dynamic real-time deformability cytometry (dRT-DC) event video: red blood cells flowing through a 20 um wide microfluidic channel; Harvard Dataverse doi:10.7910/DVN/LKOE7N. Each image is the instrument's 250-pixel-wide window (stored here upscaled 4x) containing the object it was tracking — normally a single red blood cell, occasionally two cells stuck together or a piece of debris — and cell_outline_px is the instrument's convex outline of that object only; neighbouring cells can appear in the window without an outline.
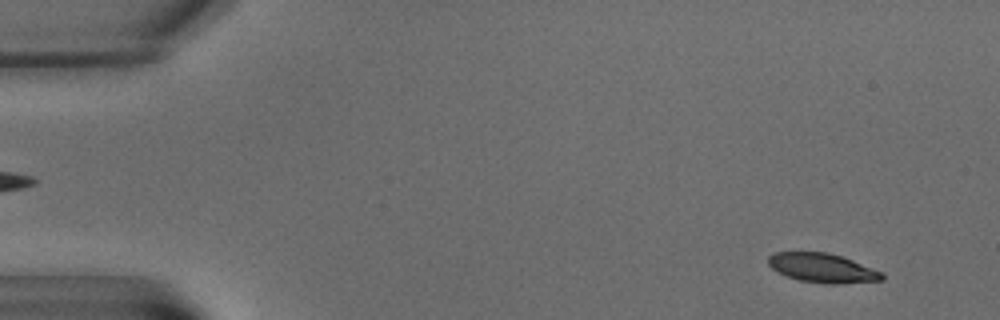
{"species": "common noctule bat (a hibernating species)", "species_latin": "Nyctalus noctula", "temperature_condition": "warm", "stored_images_in_passage": 7, "camera_frame_rate_fps": 3000, "um_per_image_px": 0.085, "animal": {"sex": "male", "body_mass_g": 15.6}, "frame": {"image": 1, "passage_image": 1, "time_ms": 0.0, "image_size_px": [1000, 320], "cell_outline_px": [[884, 280], [836, 284], [824, 284], [800, 280], [776, 272], [768, 264], [768, 256], [776, 252], [828, 252], [852, 260], [884, 272]], "centroid_in_image_um": [69.92, 22.78], "position_along_channel_um": 15.1, "area_um2": 19.42}}
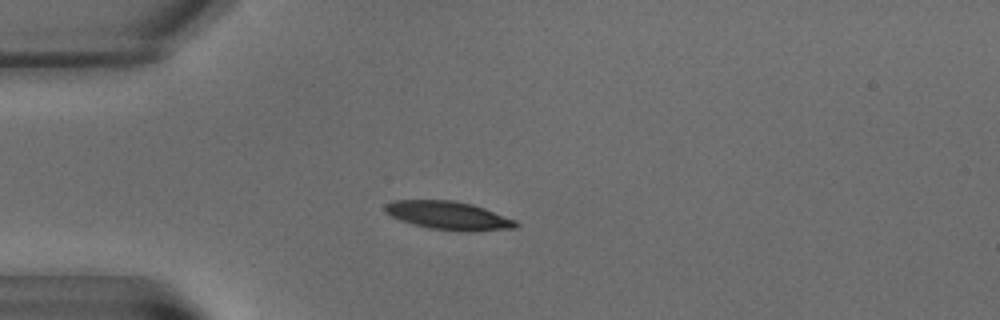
{"frame": {"image": 2, "passage_image": 5, "time_ms": 4.667, "image_size_px": [1000, 320], "cell_outline_px": [[520, 224], [516, 228], [472, 232], [464, 232], [428, 228], [412, 224], [400, 220], [384, 212], [384, 204], [392, 200], [452, 200], [472, 204], [484, 208], [516, 220]], "centroid_in_image_um": [38.12, 18.33], "position_along_channel_um": 46.9, "area_um2": 21.91}}
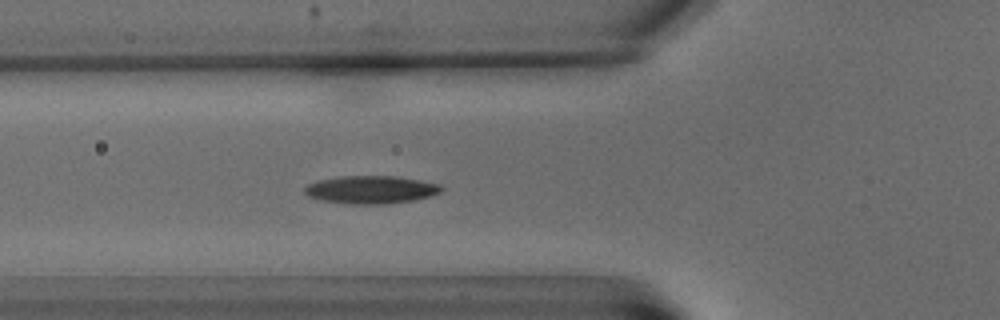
{"frame": {"image": 3, "passage_image": 7, "time_ms": 7.0, "image_size_px": [1000, 320], "cell_outline_px": [[444, 188], [440, 192], [428, 196], [412, 200], [388, 204], [352, 204], [324, 200], [308, 196], [304, 192], [304, 188], [308, 184], [320, 180], [340, 176], [396, 176], [420, 180], [440, 184]], "centroid_in_image_um": [31.55, 16.11], "position_along_channel_um": 94.3, "area_um2": 22.02}}